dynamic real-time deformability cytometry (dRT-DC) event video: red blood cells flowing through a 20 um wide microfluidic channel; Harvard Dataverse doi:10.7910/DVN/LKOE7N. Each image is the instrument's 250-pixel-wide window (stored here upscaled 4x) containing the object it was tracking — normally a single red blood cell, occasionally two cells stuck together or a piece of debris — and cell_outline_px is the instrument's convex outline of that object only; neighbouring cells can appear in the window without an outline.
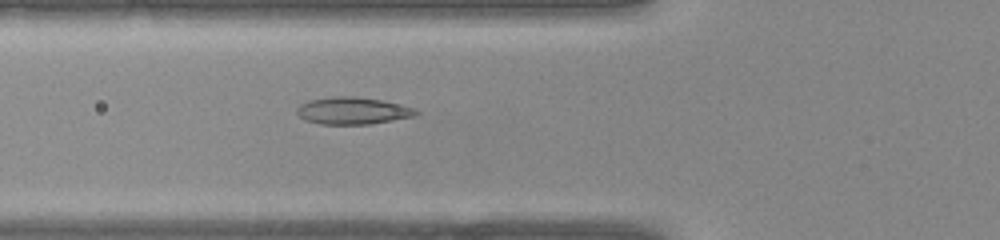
{"species": "common noctule bat (a hibernating species)", "species_latin": "Nyctalus noctula", "temperature_condition": "warm", "stored_images_in_passage": 28, "camera_frame_rate_fps": 3000, "um_per_image_px": 0.085, "animal": {"sex": "female", "body_mass_g": 22.0, "forearm_length_mm": 56.7}, "frame": {"image": 1, "passage_image": 2, "time_ms": 0.333, "image_size_px": [1000, 240], "cell_outline_px": [[420, 112], [416, 116], [368, 124], [320, 124], [304, 120], [296, 112], [296, 108], [300, 104], [308, 100], [332, 96], [356, 96], [380, 100], [412, 108]], "centroid_in_image_um": [29.91, 9.41], "position_along_channel_um": 95.9, "area_um2": 18.73}}
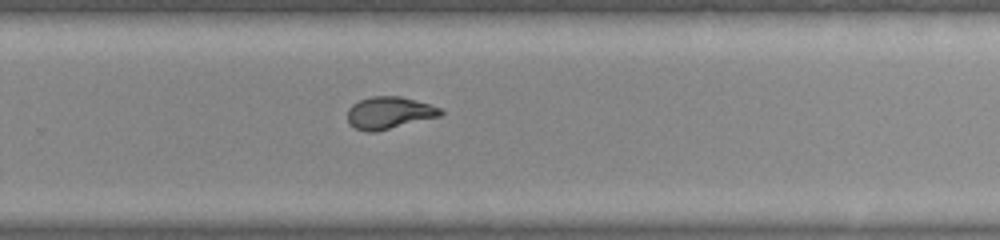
{"frame": {"image": 2, "passage_image": 14, "time_ms": 4.333, "image_size_px": [1000, 240], "cell_outline_px": [[444, 112], [440, 116], [376, 132], [364, 132], [348, 124], [348, 108], [352, 104], [360, 100], [372, 96], [400, 96], [428, 104], [440, 108]], "centroid_in_image_um": [33.05, 9.6], "position_along_channel_um": 296.8, "area_um2": 17.4}}
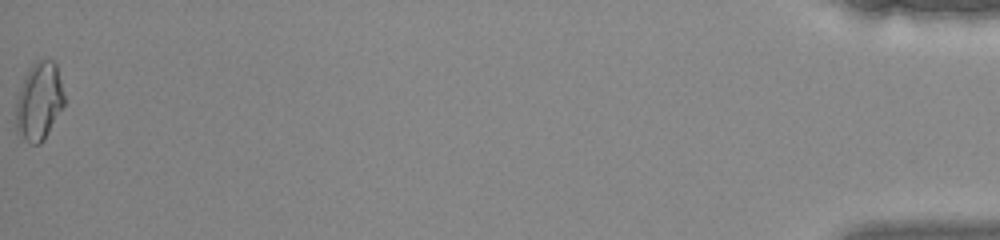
{"frame": {"image": 3, "passage_image": 28, "time_ms": 9.0, "image_size_px": [1000, 240], "cell_outline_px": [[64, 104], [44, 140], [40, 144], [32, 144], [16, 132], [16, 100], [24, 76], [28, 68], [36, 60], [52, 60], [56, 64], [64, 96]], "centroid_in_image_um": [3.3, 8.6], "position_along_channel_um": 431.9, "area_um2": 21.79}}